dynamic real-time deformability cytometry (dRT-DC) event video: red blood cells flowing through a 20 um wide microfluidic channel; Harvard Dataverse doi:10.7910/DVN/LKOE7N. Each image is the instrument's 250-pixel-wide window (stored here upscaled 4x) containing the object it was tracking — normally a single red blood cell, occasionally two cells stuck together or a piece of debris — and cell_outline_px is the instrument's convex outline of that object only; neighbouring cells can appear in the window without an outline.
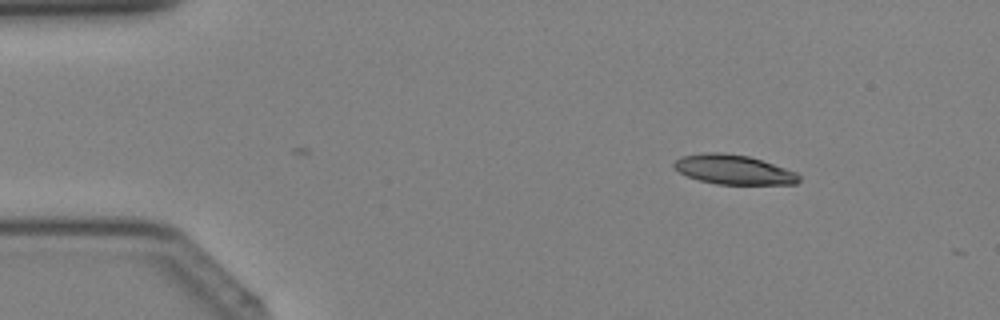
{"species": "Egyptian fruit bat (a non-hibernating species)", "species_latin": "Rousettus aegyptiacus", "temperature_condition": "cold", "stored_images_in_passage": 3, "camera_frame_rate_fps": 3000, "um_per_image_px": 0.085, "animal": {"sex": "female"}, "frame": {"image": 1, "passage_image": 1, "time_ms": 0.0, "image_size_px": [1000, 320], "cell_outline_px": [[800, 180], [796, 184], [716, 184], [700, 180], [688, 176], [680, 172], [672, 164], [680, 156], [704, 152], [724, 152], [748, 156], [796, 172], [800, 176]], "centroid_in_image_um": [62.33, 14.41], "position_along_channel_um": 22.7, "area_um2": 21.33}}